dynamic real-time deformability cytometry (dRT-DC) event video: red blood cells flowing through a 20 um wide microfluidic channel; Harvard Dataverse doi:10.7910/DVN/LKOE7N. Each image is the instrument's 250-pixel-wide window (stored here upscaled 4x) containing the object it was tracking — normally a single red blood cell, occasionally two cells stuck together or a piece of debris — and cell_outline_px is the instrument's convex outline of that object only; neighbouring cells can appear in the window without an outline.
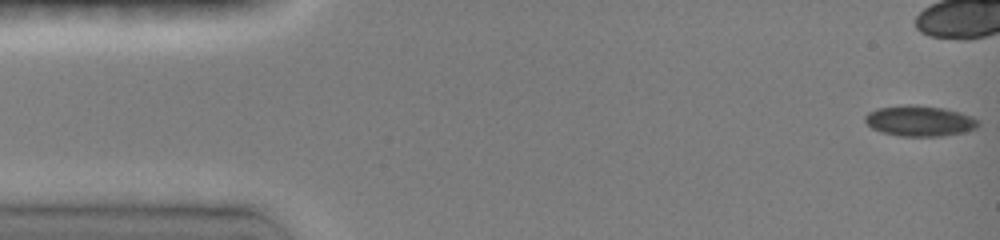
{"species": "common noctule bat (a hibernating species)", "species_latin": "Nyctalus noctula", "temperature_condition": "room temperature", "stored_images_in_passage": 19, "camera_frame_rate_fps": 3000, "um_per_image_px": 0.085, "animal": {"sex": "female", "body_mass_g": 19.0, "forearm_length_mm": 51.5}, "frame": {"image": 1, "passage_image": 1, "time_ms": 0.0, "image_size_px": [1000, 240], "cell_outline_px": [[980, 124], [976, 128], [960, 132], [940, 136], [900, 136], [884, 132], [872, 128], [864, 120], [864, 116], [868, 112], [876, 108], [908, 104], [912, 104], [944, 108], [960, 112], [972, 116], [980, 120]], "centroid_in_image_um": [78.17, 10.26], "position_along_channel_um": 6.8, "area_um2": 20.17}}